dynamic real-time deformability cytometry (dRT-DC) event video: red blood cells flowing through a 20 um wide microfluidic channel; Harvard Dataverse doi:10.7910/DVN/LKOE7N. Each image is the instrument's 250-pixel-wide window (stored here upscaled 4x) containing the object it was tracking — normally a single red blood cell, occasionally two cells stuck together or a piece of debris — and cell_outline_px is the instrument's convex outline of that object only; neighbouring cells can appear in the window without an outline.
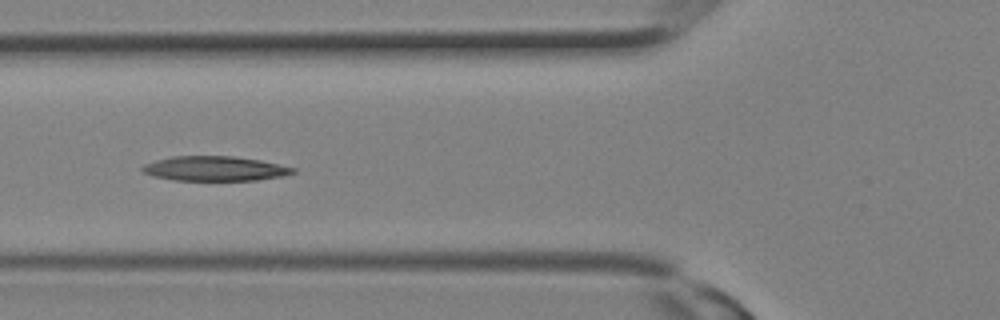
{"species": "Egyptian fruit bat (a non-hibernating species)", "species_latin": "Rousettus aegyptiacus", "temperature_condition": "room temperature", "stored_images_in_passage": 13, "camera_frame_rate_fps": 3000, "um_per_image_px": 0.085, "animal": {"sex": "female"}, "frame": {"image": 1, "passage_image": 10, "time_ms": 3.0, "image_size_px": [1000, 320], "cell_outline_px": [[296, 172], [284, 176], [256, 180], [172, 180], [152, 176], [144, 172], [140, 168], [144, 164], [156, 160], [172, 156], [232, 156], [260, 160], [296, 168]], "centroid_in_image_um": [18.25, 14.33], "position_along_channel_um": 107.5, "area_um2": 21.68}}
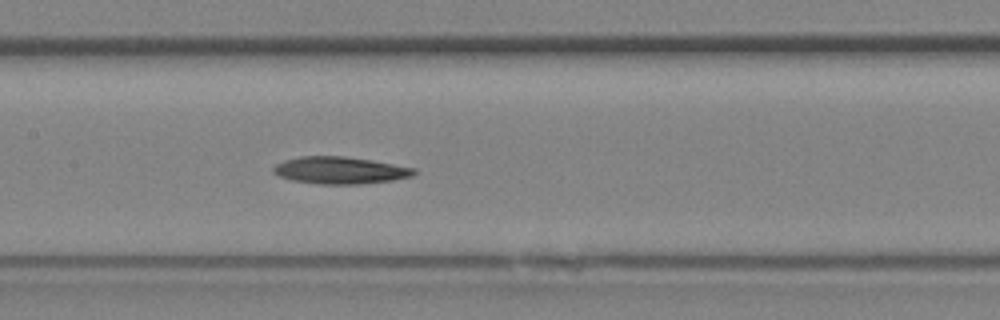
{"frame": {"image": 2, "passage_image": 13, "time_ms": 4.0, "image_size_px": [1000, 320], "cell_outline_px": [[416, 172], [412, 176], [392, 180], [360, 184], [320, 184], [292, 180], [280, 176], [272, 172], [272, 168], [276, 164], [284, 160], [300, 156], [344, 156], [372, 160], [416, 168]], "centroid_in_image_um": [28.89, 14.47], "position_along_channel_um": 178.5, "area_um2": 22.2}}